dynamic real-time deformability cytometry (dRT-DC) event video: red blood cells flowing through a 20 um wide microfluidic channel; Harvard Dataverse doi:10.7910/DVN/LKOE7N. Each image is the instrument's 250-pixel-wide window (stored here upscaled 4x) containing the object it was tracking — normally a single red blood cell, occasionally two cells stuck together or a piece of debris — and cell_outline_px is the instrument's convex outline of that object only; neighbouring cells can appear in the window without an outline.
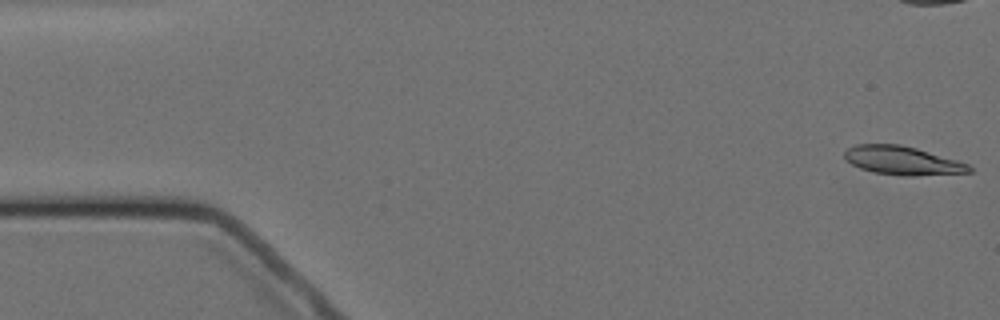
{"species": "Egyptian fruit bat (a non-hibernating species)", "species_latin": "Rousettus aegyptiacus", "temperature_condition": "cold", "stored_images_in_passage": 6, "camera_frame_rate_fps": 3000, "um_per_image_px": 0.085, "animal": {"sex": "female"}, "frame": {"image": 1, "passage_image": 1, "time_ms": 0.0, "image_size_px": [1000, 320], "cell_outline_px": [[972, 172], [912, 176], [900, 176], [872, 172], [860, 168], [844, 160], [844, 152], [848, 148], [856, 144], [900, 144], [916, 148], [956, 160], [968, 164], [972, 168]], "centroid_in_image_um": [76.67, 13.65], "position_along_channel_um": 8.3, "area_um2": 20.81}}
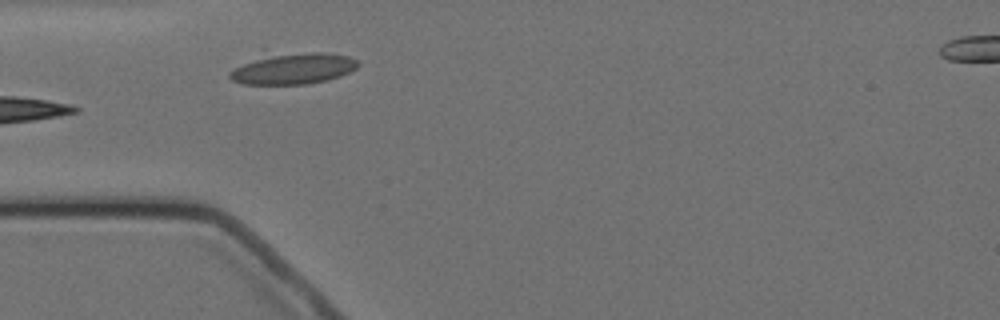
{"frame": {"image": 2, "passage_image": 5, "time_ms": 5.667, "image_size_px": [1000, 320], "cell_outline_px": [[360, 64], [356, 68], [340, 76], [328, 80], [304, 84], [244, 84], [232, 80], [228, 76], [228, 72], [264, 48], [320, 52], [348, 56], [356, 60]], "centroid_in_image_um": [24.77, 5.73], "position_along_channel_um": 60.2, "area_um2": 25.09}}
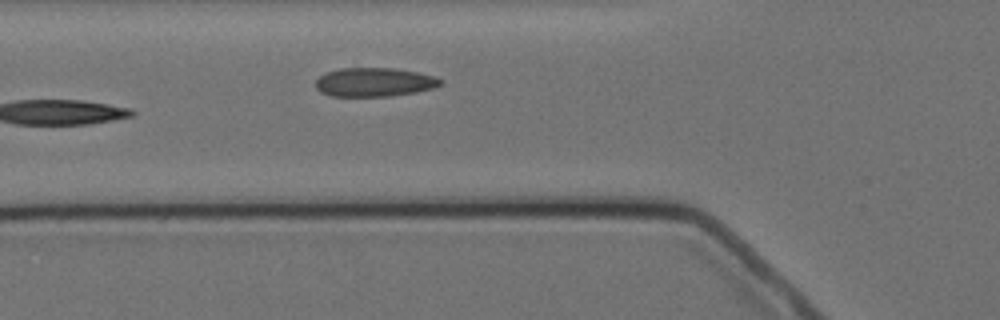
{"frame": {"image": 3, "passage_image": 6, "time_ms": 6.667, "image_size_px": [1000, 320], "cell_outline_px": [[444, 80], [436, 88], [416, 92], [388, 96], [328, 96], [320, 92], [316, 88], [316, 80], [320, 76], [328, 72], [340, 68], [392, 68], [416, 72], [436, 76]], "centroid_in_image_um": [31.83, 6.99], "position_along_channel_um": 94.0, "area_um2": 21.04}}